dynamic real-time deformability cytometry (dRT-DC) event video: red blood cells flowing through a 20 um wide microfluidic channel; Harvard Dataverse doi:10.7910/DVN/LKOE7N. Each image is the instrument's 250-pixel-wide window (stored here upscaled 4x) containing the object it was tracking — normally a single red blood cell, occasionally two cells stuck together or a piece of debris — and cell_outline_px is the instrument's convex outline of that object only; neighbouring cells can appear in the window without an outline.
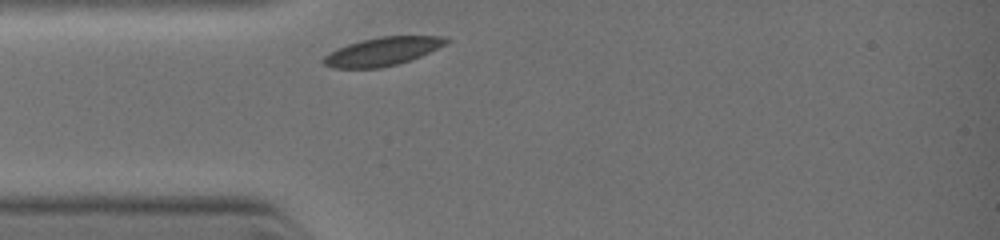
{"species": "common noctule bat (a hibernating species)", "species_latin": "Nyctalus noctula", "temperature_condition": "warm", "stored_images_in_passage": 4, "camera_frame_rate_fps": 3000, "um_per_image_px": 0.085, "animal": {"sex": "female", "body_mass_g": 19.0, "forearm_length_mm": 51.5}, "frame": {"image": 1, "passage_image": 1, "time_ms": 0.0, "image_size_px": [1000, 240], "cell_outline_px": [[448, 40], [444, 44], [420, 56], [396, 64], [380, 68], [332, 68], [324, 64], [324, 56], [328, 52], [336, 48], [360, 40], [380, 36], [444, 36]], "centroid_in_image_um": [32.44, 4.37], "position_along_channel_um": 52.6, "area_um2": 20.0}}